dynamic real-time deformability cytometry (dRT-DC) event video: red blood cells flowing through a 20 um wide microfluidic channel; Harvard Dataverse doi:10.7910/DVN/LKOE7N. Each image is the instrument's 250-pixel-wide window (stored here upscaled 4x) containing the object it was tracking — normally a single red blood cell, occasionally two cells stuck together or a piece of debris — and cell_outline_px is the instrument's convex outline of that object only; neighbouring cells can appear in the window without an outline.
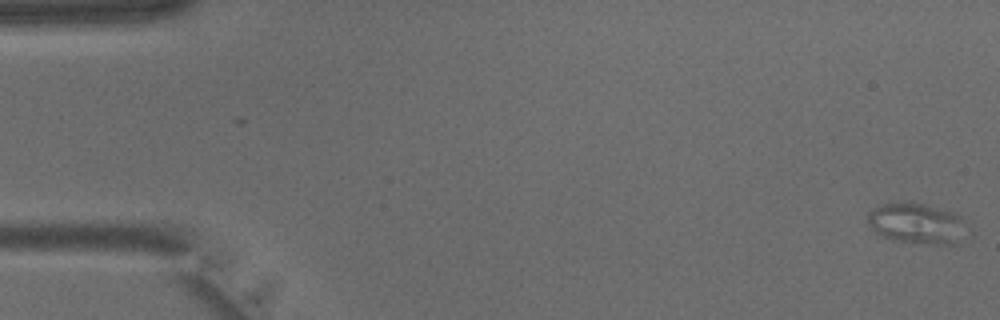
{"species": "common noctule bat (a hibernating species)", "species_latin": "Nyctalus noctula", "temperature_condition": "warm", "stored_images_in_passage": 42, "camera_frame_rate_fps": 3000, "um_per_image_px": 0.085, "animal": {"sex": "male", "body_mass_g": 15.6}, "frame": {"image": 1, "passage_image": 1, "time_ms": 0.0, "image_size_px": [1000, 320], "cell_outline_px": [[964, 224], [956, 244], [936, 244], [892, 240], [876, 236], [868, 224], [868, 212], [872, 208], [880, 204], [908, 200], [912, 200], [956, 212], [960, 216]], "centroid_in_image_um": [77.81, 18.94], "position_along_channel_um": 7.2, "area_um2": 23.87}}
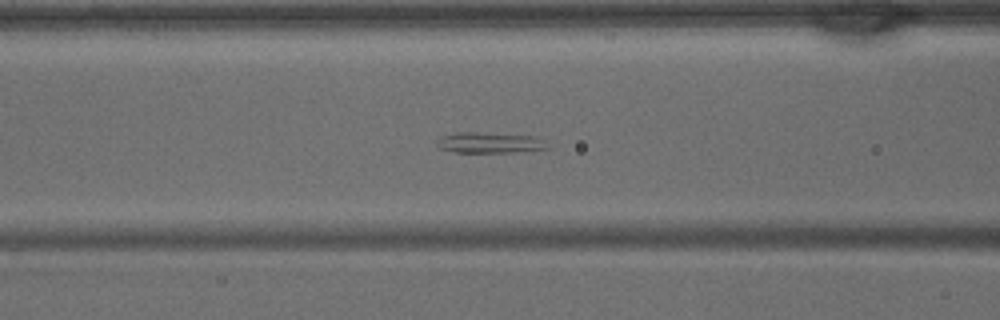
{"frame": {"image": 2, "passage_image": 17, "time_ms": 5.333, "image_size_px": [1000, 320], "cell_outline_px": [[552, 148], [512, 152], [452, 152], [440, 148], [436, 144], [436, 140], [444, 136], [456, 132], [476, 132], [536, 136]], "centroid_in_image_um": [41.61, 12.13], "position_along_channel_um": 125.0, "area_um2": 13.29}}
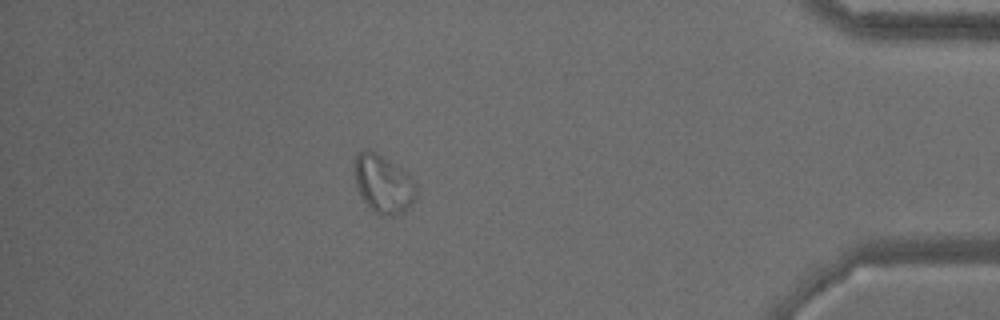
{"frame": {"image": 3, "passage_image": 37, "time_ms": 12.0, "image_size_px": [1000, 320], "cell_outline_px": [[416, 196], [408, 208], [404, 212], [392, 216], [380, 216], [364, 200], [356, 184], [352, 160], [360, 152], [368, 148], [372, 148], [408, 172], [412, 176], [416, 184]], "centroid_in_image_um": [32.59, 15.58], "position_along_channel_um": 402.6, "area_um2": 21.33}}